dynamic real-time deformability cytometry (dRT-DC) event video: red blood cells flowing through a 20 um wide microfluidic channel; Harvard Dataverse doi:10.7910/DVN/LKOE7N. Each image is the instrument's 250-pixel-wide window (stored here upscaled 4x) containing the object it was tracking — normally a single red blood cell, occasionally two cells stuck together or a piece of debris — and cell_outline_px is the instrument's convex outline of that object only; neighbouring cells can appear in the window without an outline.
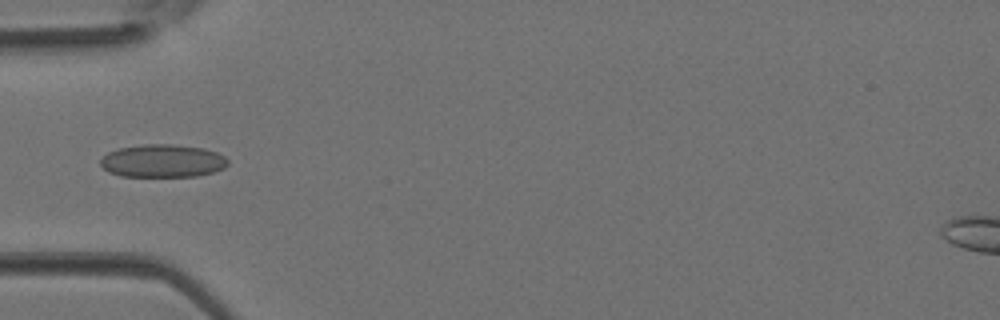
{"species": "Egyptian fruit bat (a non-hibernating species)", "species_latin": "Rousettus aegyptiacus", "temperature_condition": "room temperature", "stored_images_in_passage": 3, "camera_frame_rate_fps": 3000, "um_per_image_px": 0.085, "animal": {"sex": "female"}, "frame": {"image": 1, "passage_image": 3, "time_ms": 0.667, "image_size_px": [1000, 320], "cell_outline_px": [[228, 164], [224, 168], [212, 172], [196, 176], [120, 176], [108, 172], [100, 164], [100, 160], [108, 152], [120, 148], [144, 144], [172, 144], [204, 148], [216, 152], [224, 156], [228, 160]], "centroid_in_image_um": [13.82, 13.67], "position_along_channel_um": 71.2, "area_um2": 24.39}}